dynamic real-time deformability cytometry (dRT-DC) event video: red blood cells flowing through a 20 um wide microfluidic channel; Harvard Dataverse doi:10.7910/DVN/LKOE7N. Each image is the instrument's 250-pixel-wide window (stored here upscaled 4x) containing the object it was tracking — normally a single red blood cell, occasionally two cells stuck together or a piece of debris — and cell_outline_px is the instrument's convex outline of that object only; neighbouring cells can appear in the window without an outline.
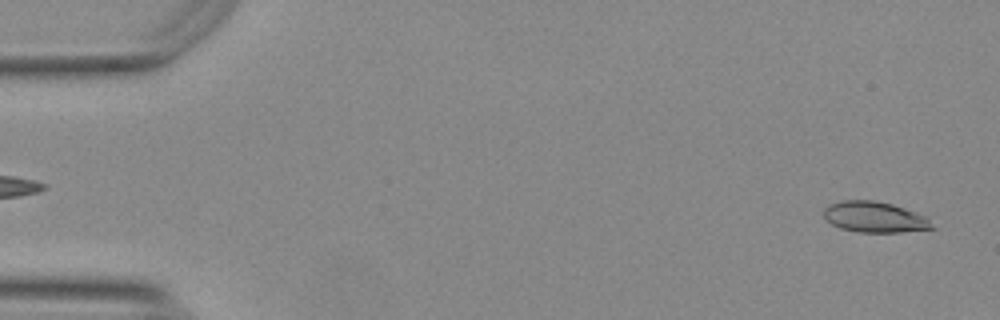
{"species": "Egyptian fruit bat (a non-hibernating species)", "species_latin": "Rousettus aegyptiacus", "temperature_condition": "warm", "stored_images_in_passage": 14, "camera_frame_rate_fps": 3000, "um_per_image_px": 0.085, "animal": {"sex": "female"}, "frame": {"image": 1, "passage_image": 2, "time_ms": 0.333, "image_size_px": [1000, 320], "cell_outline_px": [[936, 228], [900, 232], [860, 232], [840, 228], [832, 224], [824, 216], [824, 208], [828, 204], [844, 200], [876, 200], [892, 204], [928, 216]], "centroid_in_image_um": [74.38, 18.44], "position_along_channel_um": 10.6, "area_um2": 19.54}}